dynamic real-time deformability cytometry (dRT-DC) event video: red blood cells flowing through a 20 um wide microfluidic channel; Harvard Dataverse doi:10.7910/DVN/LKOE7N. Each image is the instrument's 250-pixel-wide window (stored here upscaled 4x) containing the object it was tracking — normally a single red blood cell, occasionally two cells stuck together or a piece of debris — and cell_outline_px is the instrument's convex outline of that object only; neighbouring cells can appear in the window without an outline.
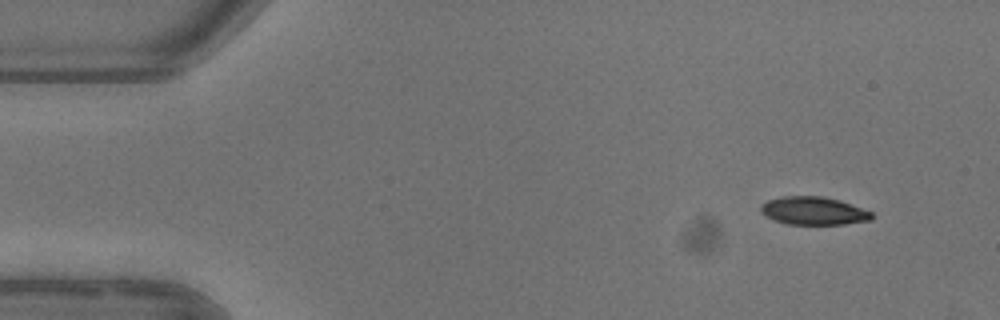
{"species": "common noctule bat (a hibernating species)", "species_latin": "Nyctalus noctula", "temperature_condition": "warm", "stored_images_in_passage": 5, "segment_of_instrument_passage": [1, 2], "camera_frame_rate_fps": 3000, "um_per_image_px": 0.085, "animal": {"sex": "female"}, "frame": {"image": 1, "passage_image": 1, "time_ms": 0.0, "image_size_px": [1000, 320], "cell_outline_px": [[872, 220], [844, 224], [788, 224], [772, 220], [760, 212], [760, 204], [768, 200], [780, 196], [824, 196], [840, 200], [872, 212]], "centroid_in_image_um": [69.11, 17.91], "position_along_channel_um": 15.9, "area_um2": 18.26}}
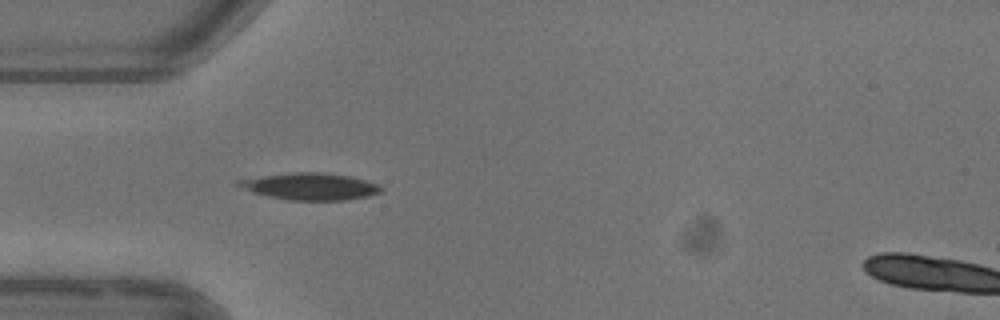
{"frame": {"image": 2, "passage_image": 4, "time_ms": 3.667, "image_size_px": [1000, 320], "cell_outline_px": [[384, 188], [380, 192], [368, 196], [344, 200], [288, 200], [268, 196], [252, 192], [236, 184], [236, 180], [264, 176], [296, 172], [324, 172], [352, 176], [380, 184]], "centroid_in_image_um": [26.43, 15.84], "position_along_channel_um": 58.6, "area_um2": 22.31}}